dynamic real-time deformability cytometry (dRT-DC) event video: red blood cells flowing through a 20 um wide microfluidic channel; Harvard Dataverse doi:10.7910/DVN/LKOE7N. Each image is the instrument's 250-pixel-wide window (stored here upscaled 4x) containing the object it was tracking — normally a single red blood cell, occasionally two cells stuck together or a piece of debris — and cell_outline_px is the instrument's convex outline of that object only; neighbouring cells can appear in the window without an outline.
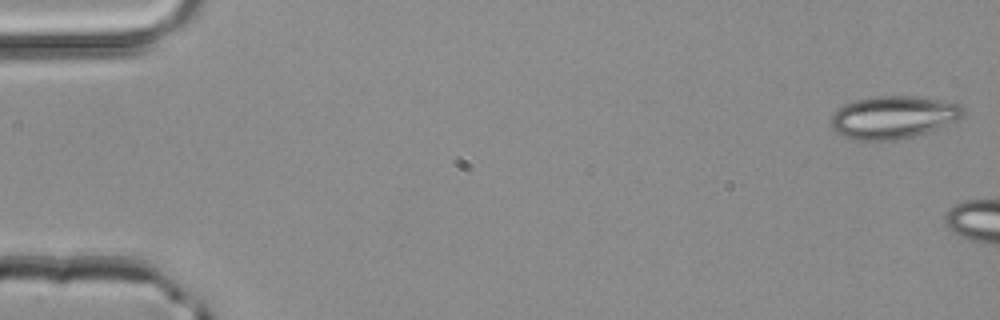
{"species": "common noctule bat (a hibernating species)", "species_latin": "Nyctalus noctula", "temperature_condition": "room temperature", "stored_images_in_passage": 6, "camera_frame_rate_fps": 3000, "um_per_image_px": 0.085, "animal": {"sex": "male", "body_mass_g": 20.4}, "frame": {"image": 1, "passage_image": 1, "time_ms": 0.0, "image_size_px": [1000, 320], "cell_outline_px": [[964, 112], [956, 120], [936, 128], [912, 136], [892, 140], [852, 140], [840, 136], [832, 128], [832, 116], [844, 104], [856, 100], [876, 96], [916, 96], [944, 100], [960, 104], [964, 108]], "centroid_in_image_um": [75.9, 9.96], "position_along_channel_um": 9.1, "area_um2": 32.54}}